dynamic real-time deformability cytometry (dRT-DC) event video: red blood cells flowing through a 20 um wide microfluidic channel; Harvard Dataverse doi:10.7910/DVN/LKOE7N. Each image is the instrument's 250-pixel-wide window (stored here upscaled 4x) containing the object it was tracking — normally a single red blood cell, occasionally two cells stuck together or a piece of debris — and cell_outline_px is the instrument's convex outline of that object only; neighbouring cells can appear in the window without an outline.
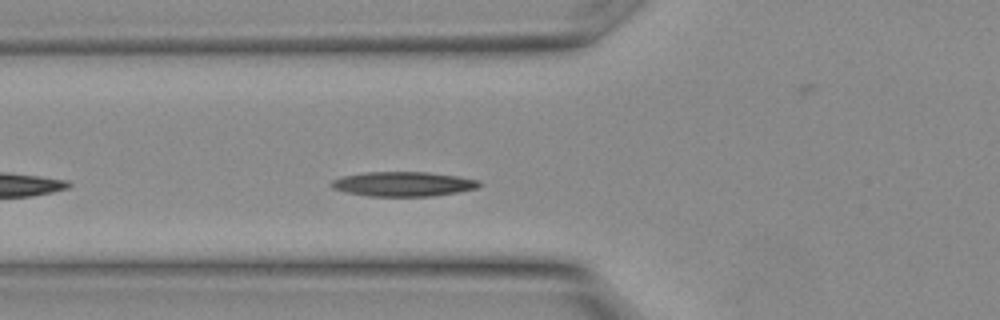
{"species": "Egyptian fruit bat (a non-hibernating species)", "species_latin": "Rousettus aegyptiacus", "temperature_condition": "warm", "stored_images_in_passage": 7, "camera_frame_rate_fps": 3000, "um_per_image_px": 0.085, "animal": {"sex": "female"}, "frame": {"image": 1, "passage_image": 3, "time_ms": 0.667, "image_size_px": [1000, 320], "cell_outline_px": [[480, 184], [476, 188], [460, 192], [432, 196], [368, 196], [344, 192], [332, 188], [328, 184], [332, 180], [344, 176], [364, 172], [428, 172], [460, 176], [480, 180]], "centroid_in_image_um": [34.27, 15.64], "position_along_channel_um": 91.5, "area_um2": 21.39}}
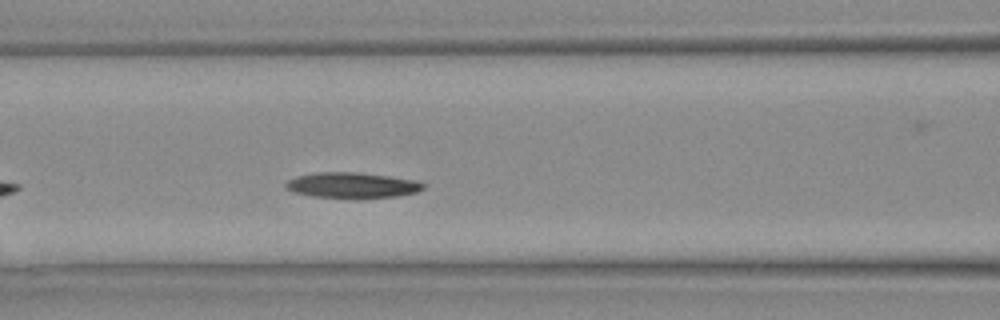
{"frame": {"image": 2, "passage_image": 5, "time_ms": 1.333, "image_size_px": [1000, 320], "cell_outline_px": [[424, 188], [416, 192], [396, 196], [312, 196], [296, 192], [288, 188], [284, 184], [288, 180], [296, 176], [316, 172], [356, 172], [388, 176], [412, 180], [424, 184]], "centroid_in_image_um": [29.89, 15.7], "position_along_channel_um": 136.7, "area_um2": 19.48}}